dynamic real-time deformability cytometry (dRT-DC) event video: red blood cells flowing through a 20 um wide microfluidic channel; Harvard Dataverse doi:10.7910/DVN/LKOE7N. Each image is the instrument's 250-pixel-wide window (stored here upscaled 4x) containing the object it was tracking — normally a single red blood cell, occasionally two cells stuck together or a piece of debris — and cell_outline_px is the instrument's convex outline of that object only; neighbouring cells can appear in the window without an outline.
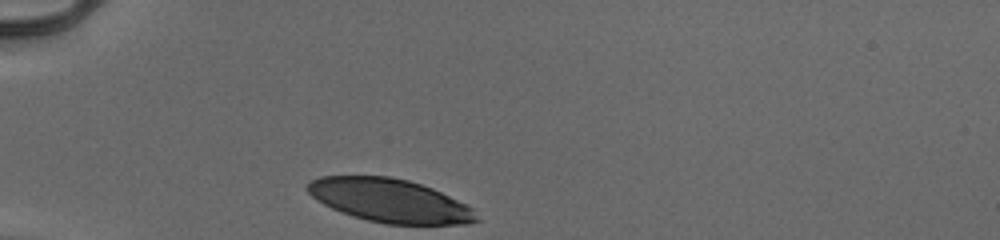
{"species": "human", "species_latin": "Homo sapiens", "temperature_condition": "cold", "stored_images_in_passage": 29, "camera_frame_rate_fps": 3000, "um_per_image_px": 0.085, "donor": {"sex": "male"}, "frame": {"image": 1, "passage_image": 1, "time_ms": 0.0, "image_size_px": [1000, 240], "cell_outline_px": [[480, 220], [468, 224], [388, 224], [368, 220], [352, 216], [340, 212], [316, 200], [304, 188], [312, 180], [320, 176], [388, 176], [408, 180], [432, 188], [472, 208]], "centroid_in_image_um": [33.1, 17.05], "position_along_channel_um": 51.9, "area_um2": 42.48}}
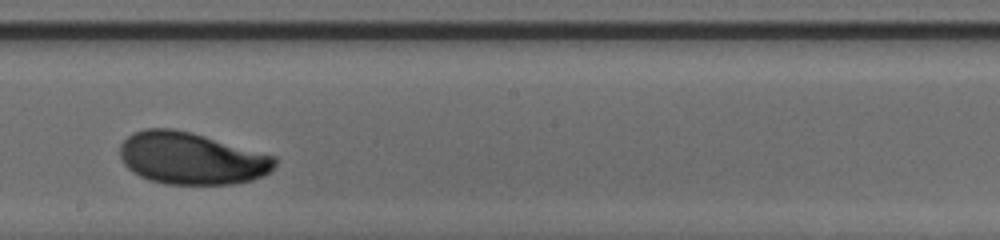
{"frame": {"image": 2, "passage_image": 17, "time_ms": 5.333, "image_size_px": [1000, 240], "cell_outline_px": [[276, 164], [272, 172], [264, 176], [252, 180], [232, 184], [164, 184], [148, 180], [132, 172], [124, 164], [120, 156], [120, 144], [132, 132], [144, 128], [172, 128], [192, 132], [276, 156]], "centroid_in_image_um": [16.27, 13.46], "position_along_channel_um": 231.9, "area_um2": 47.45}}
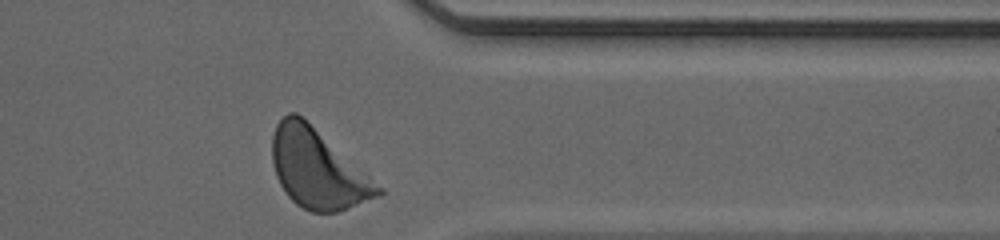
{"frame": {"image": 3, "passage_image": 29, "time_ms": 9.333, "image_size_px": [1000, 240], "cell_outline_px": [[384, 192], [380, 196], [336, 212], [312, 212], [296, 204], [288, 196], [280, 184], [276, 176], [272, 164], [272, 136], [276, 124], [288, 112], [296, 112], [384, 188]], "centroid_in_image_um": [26.98, 14.37], "position_along_channel_um": 384.4, "area_um2": 48.09}, "authors_computed_cell_mechanics": {"area_um2": 47.0492, "velocity_mm_per_s": 3.9021, "shape_relaxation_time_tau1_ms": 2.1981, "shape_relaxation_time_tau2_ms": null, "deformation_change_tau1": 0.1417, "deformation_change_tau2": null}}